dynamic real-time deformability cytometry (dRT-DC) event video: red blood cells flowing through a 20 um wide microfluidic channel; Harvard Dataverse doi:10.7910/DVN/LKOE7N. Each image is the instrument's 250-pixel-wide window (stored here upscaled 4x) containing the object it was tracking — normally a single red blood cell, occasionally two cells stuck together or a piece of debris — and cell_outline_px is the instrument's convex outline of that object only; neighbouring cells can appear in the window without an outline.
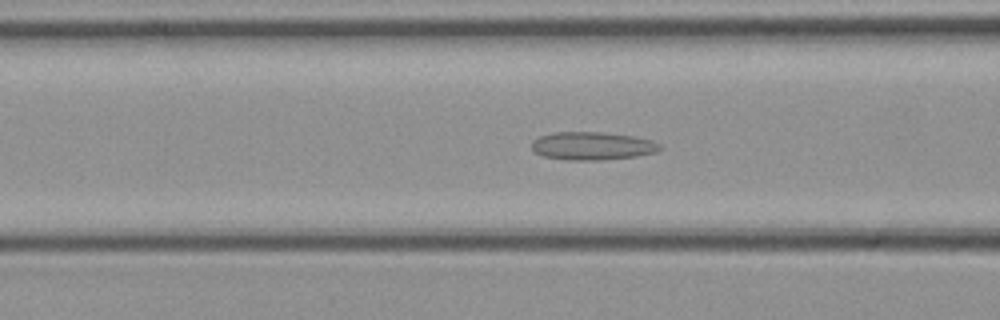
{"species": "common noctule bat (a hibernating species)", "species_latin": "Nyctalus noctula", "temperature_condition": "cold", "stored_images_in_passage": 40, "camera_frame_rate_fps": 3000, "um_per_image_px": 0.085, "animal": {"sex": "female", "body_mass_g": 21.9}, "frame": {"image": 1, "passage_image": 12, "time_ms": 3.667, "image_size_px": [1000, 320], "cell_outline_px": [[664, 148], [656, 152], [636, 156], [600, 160], [564, 160], [544, 156], [536, 152], [532, 148], [532, 140], [540, 136], [556, 132], [604, 132], [632, 136], [652, 140], [660, 144]], "centroid_in_image_um": [50.37, 12.4], "position_along_channel_um": 116.2, "area_um2": 20.98}}
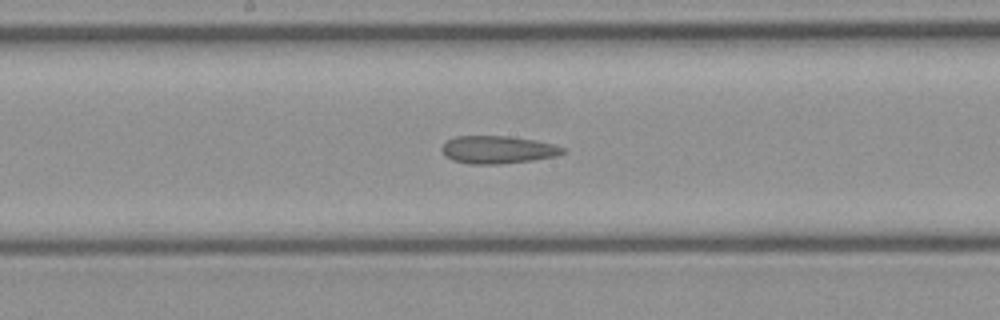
{"frame": {"image": 2, "passage_image": 18, "time_ms": 5.667, "image_size_px": [1000, 320], "cell_outline_px": [[568, 152], [556, 156], [532, 160], [500, 164], [468, 164], [452, 160], [444, 156], [440, 148], [448, 140], [456, 136], [508, 136], [536, 140], [552, 144], [564, 148]], "centroid_in_image_um": [42.3, 12.73], "position_along_channel_um": 205.9, "area_um2": 19.65}}
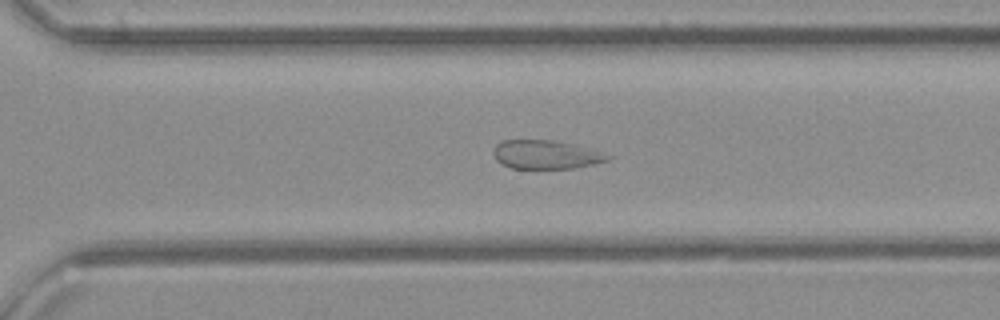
{"frame": {"image": 3, "passage_image": 26, "time_ms": 8.333, "image_size_px": [1000, 320], "cell_outline_px": [[612, 156], [608, 160], [596, 164], [576, 168], [512, 168], [500, 164], [496, 160], [492, 152], [492, 148], [496, 144], [504, 140], [556, 140], [588, 148]], "centroid_in_image_um": [46.36, 13.14], "position_along_channel_um": 324.2, "area_um2": 19.19}}